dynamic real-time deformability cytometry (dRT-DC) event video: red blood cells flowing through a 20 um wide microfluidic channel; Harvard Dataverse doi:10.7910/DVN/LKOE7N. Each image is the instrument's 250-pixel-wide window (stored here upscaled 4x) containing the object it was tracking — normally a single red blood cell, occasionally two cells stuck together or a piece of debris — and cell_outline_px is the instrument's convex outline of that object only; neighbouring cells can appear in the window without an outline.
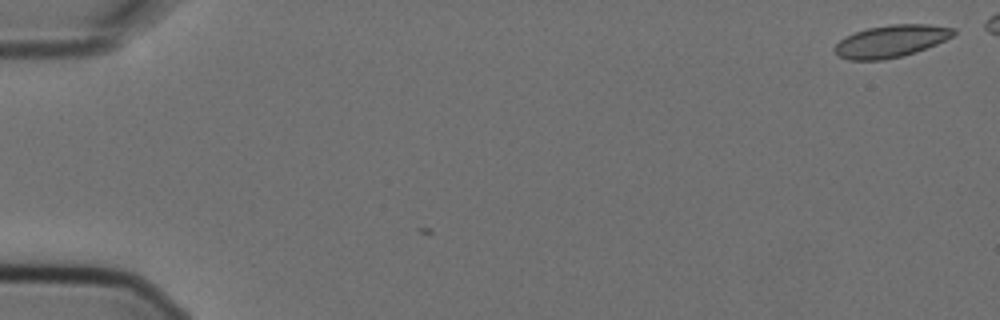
{"species": "Egyptian fruit bat (a non-hibernating species)", "species_latin": "Rousettus aegyptiacus", "temperature_condition": "cold", "stored_images_in_passage": 2, "camera_frame_rate_fps": 3000, "um_per_image_px": 0.085, "animal": {"sex": "female"}, "frame": {"image": 1, "passage_image": 1, "time_ms": 0.0, "image_size_px": [1000, 320], "cell_outline_px": [[956, 32], [952, 36], [936, 44], [916, 52], [884, 60], [848, 60], [840, 56], [832, 48], [844, 36], [868, 28], [892, 24], [928, 24], [956, 28]], "centroid_in_image_um": [75.73, 3.49], "position_along_channel_um": 9.3, "area_um2": 22.25}}